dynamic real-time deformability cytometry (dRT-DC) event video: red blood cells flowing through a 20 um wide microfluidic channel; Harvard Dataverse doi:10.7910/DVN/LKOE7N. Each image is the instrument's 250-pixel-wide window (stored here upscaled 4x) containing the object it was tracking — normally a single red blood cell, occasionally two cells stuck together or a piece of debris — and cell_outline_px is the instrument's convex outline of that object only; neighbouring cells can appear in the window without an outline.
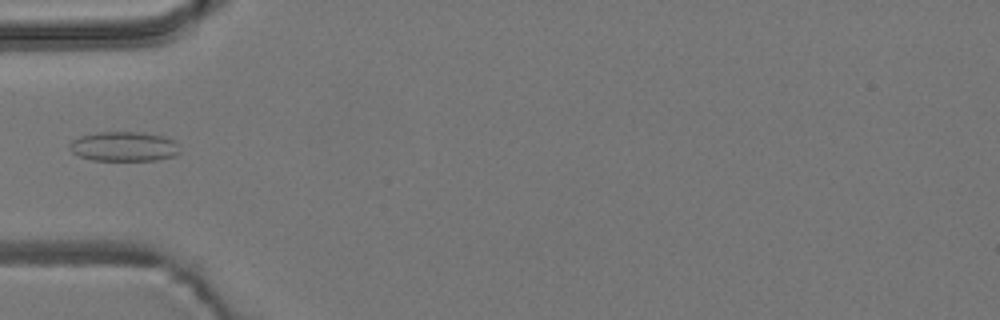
{"species": "common noctule bat (a hibernating species)", "species_latin": "Nyctalus noctula", "temperature_condition": "room temperature", "stored_images_in_passage": 6, "camera_frame_rate_fps": 3000, "um_per_image_px": 0.085, "animal": {"sex": "male", "body_mass_g": 19.2, "forearm_length_mm": 51.8}, "frame": {"image": 1, "passage_image": 5, "time_ms": 5.667, "image_size_px": [1000, 320], "cell_outline_px": [[180, 152], [176, 156], [156, 160], [92, 160], [80, 156], [72, 152], [68, 148], [68, 144], [72, 140], [80, 136], [96, 132], [144, 132], [164, 136], [172, 140], [176, 144]], "centroid_in_image_um": [10.51, 12.45], "position_along_channel_um": 74.5, "area_um2": 19.13}}